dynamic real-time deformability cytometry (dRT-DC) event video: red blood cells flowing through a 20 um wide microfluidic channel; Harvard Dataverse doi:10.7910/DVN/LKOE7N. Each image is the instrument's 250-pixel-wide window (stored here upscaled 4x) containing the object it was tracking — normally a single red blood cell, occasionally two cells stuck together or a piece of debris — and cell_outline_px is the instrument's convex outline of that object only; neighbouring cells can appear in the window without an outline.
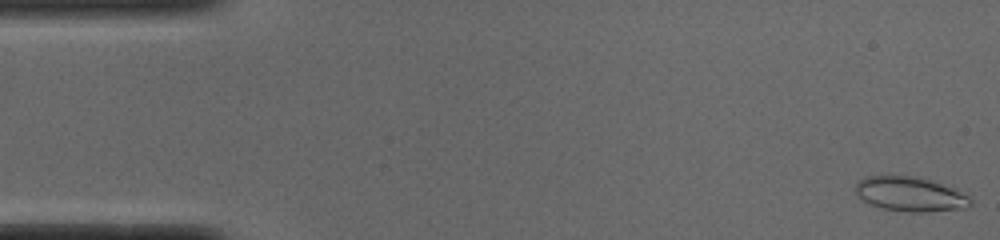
{"species": "common noctule bat (a hibernating species)", "species_latin": "Nyctalus noctula", "temperature_condition": "cold", "stored_images_in_passage": 52, "segment_of_instrument_passage": [1, 2], "camera_frame_rate_fps": 3000, "um_per_image_px": 0.085, "animal": {"sex": "male", "body_mass_g": 19.0, "forearm_length_mm": 50.8}, "frame": {"image": 1, "passage_image": 1, "time_ms": 0.0, "image_size_px": [1000, 240], "cell_outline_px": [[972, 204], [964, 208], [924, 212], [908, 212], [884, 208], [868, 204], [856, 192], [856, 184], [864, 176], [912, 176], [928, 180], [940, 184], [960, 192], [968, 196], [972, 200]], "centroid_in_image_um": [77.34, 16.51], "position_along_channel_um": 7.7, "area_um2": 22.6}}
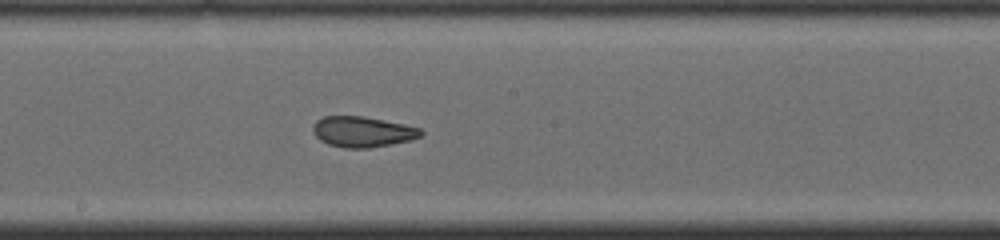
{"frame": {"image": 2, "passage_image": 27, "time_ms": 8.667, "image_size_px": [1000, 240], "cell_outline_px": [[424, 132], [420, 136], [412, 140], [368, 148], [344, 148], [328, 144], [320, 140], [316, 136], [312, 128], [316, 120], [324, 116], [364, 116], [404, 124], [420, 128]], "centroid_in_image_um": [30.81, 11.2], "position_along_channel_um": 217.4, "area_um2": 19.25}}
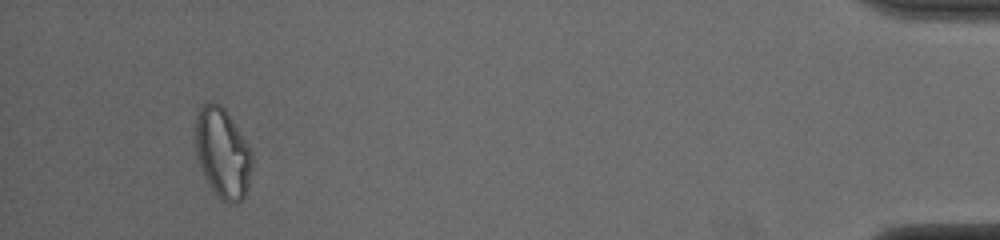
{"frame": {"image": 3, "passage_image": 48, "time_ms": 15.667, "image_size_px": [1000, 240], "cell_outline_px": [[252, 168], [248, 184], [244, 196], [236, 204], [228, 204], [220, 200], [216, 196], [208, 184], [200, 164], [196, 148], [196, 120], [200, 108], [208, 100], [212, 100], [220, 104], [224, 108], [248, 144], [252, 152]], "centroid_in_image_um": [18.93, 13.03], "position_along_channel_um": 416.3, "area_um2": 29.59}}